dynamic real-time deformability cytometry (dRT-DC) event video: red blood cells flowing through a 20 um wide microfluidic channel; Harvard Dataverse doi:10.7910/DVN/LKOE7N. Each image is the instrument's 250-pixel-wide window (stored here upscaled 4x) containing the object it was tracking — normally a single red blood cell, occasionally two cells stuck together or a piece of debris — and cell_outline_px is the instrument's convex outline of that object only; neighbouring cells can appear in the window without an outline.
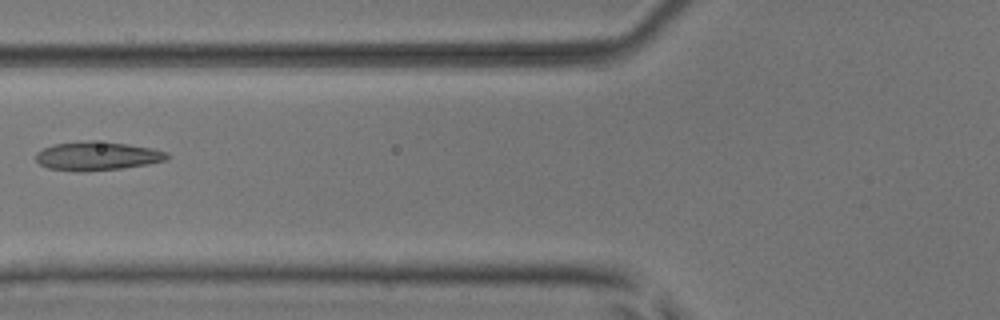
{"species": "common noctule bat (a hibernating species)", "species_latin": "Nyctalus noctula", "temperature_condition": "room temperature", "stored_images_in_passage": 6, "camera_frame_rate_fps": 3000, "um_per_image_px": 0.085, "animal": {"sex": "male", "body_mass_g": 17.9, "forearm_length_mm": 54.2}, "frame": {"image": 1, "passage_image": 6, "time_ms": 1.667, "image_size_px": [1000, 320], "cell_outline_px": [[172, 156], [168, 160], [148, 164], [120, 168], [84, 172], [80, 172], [48, 168], [40, 164], [36, 160], [36, 152], [44, 148], [56, 144], [88, 140], [92, 140], [128, 144], [152, 148], [168, 152]], "centroid_in_image_um": [8.3, 13.26], "position_along_channel_um": 117.5, "area_um2": 22.08}}